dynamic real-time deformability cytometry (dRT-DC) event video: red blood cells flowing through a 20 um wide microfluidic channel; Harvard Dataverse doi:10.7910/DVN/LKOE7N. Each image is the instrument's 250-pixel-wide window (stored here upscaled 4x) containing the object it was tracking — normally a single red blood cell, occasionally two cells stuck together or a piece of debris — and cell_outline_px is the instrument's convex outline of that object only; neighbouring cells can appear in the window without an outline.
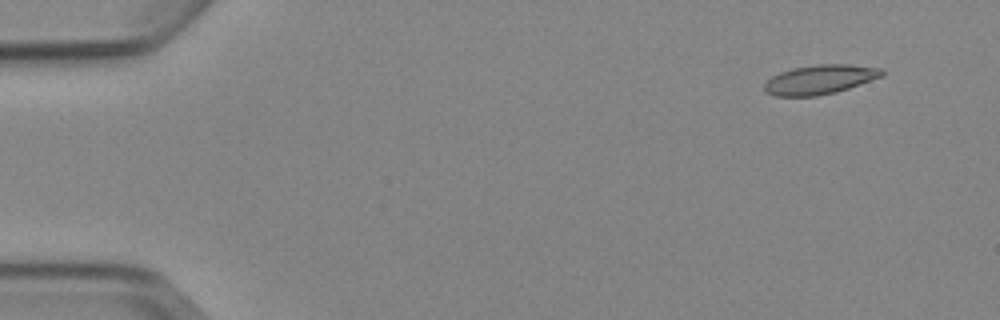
{"species": "Egyptian fruit bat (a non-hibernating species)", "species_latin": "Rousettus aegyptiacus", "temperature_condition": "cold", "stored_images_in_passage": 8, "camera_frame_rate_fps": 3000, "um_per_image_px": 0.085, "animal": {"sex": "female"}, "frame": {"image": 1, "passage_image": 2, "time_ms": 1.333, "image_size_px": [1000, 320], "cell_outline_px": [[884, 76], [836, 92], [816, 96], [776, 96], [764, 92], [764, 84], [772, 76], [780, 72], [792, 68], [816, 64], [848, 64], [880, 68], [884, 72]], "centroid_in_image_um": [69.67, 6.76], "position_along_channel_um": 15.3, "area_um2": 20.11}}
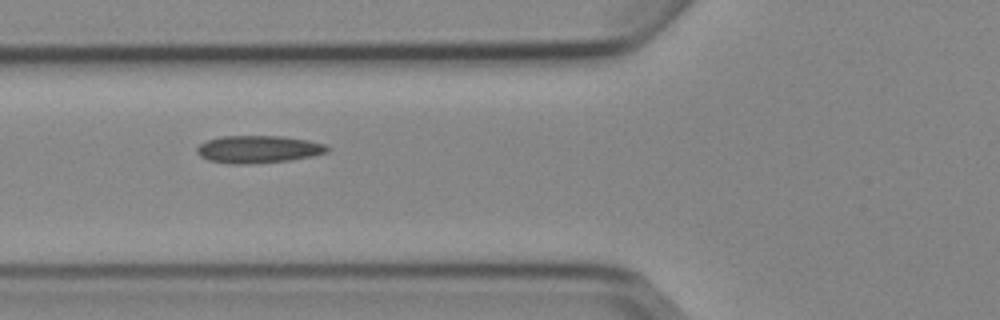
{"frame": {"image": 2, "passage_image": 6, "time_ms": 6.667, "image_size_px": [1000, 320], "cell_outline_px": [[332, 148], [328, 152], [312, 156], [288, 160], [252, 164], [228, 164], [208, 160], [200, 156], [196, 152], [196, 148], [200, 144], [208, 140], [220, 136], [280, 136], [308, 140], [324, 144]], "centroid_in_image_um": [21.95, 12.69], "position_along_channel_um": 103.9, "area_um2": 20.98}}
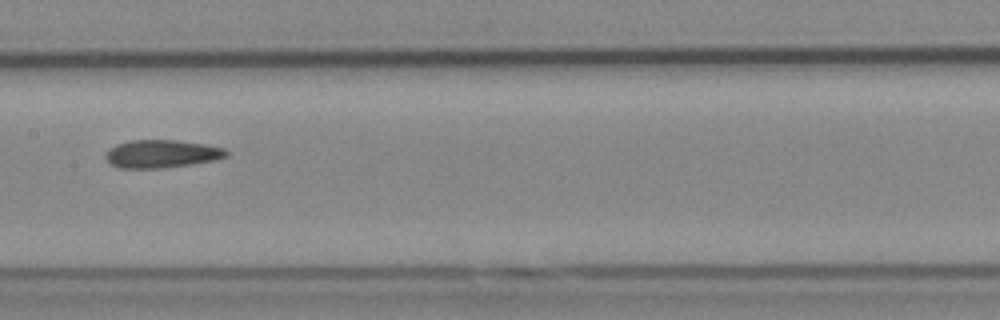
{"frame": {"image": 3, "passage_image": 8, "time_ms": 9.0, "image_size_px": [1000, 320], "cell_outline_px": [[228, 156], [212, 160], [192, 164], [164, 168], [120, 168], [112, 164], [104, 156], [104, 152], [108, 148], [116, 144], [132, 140], [176, 140], [204, 144], [224, 148], [228, 152]], "centroid_in_image_um": [13.7, 13.07], "position_along_channel_um": 193.7, "area_um2": 19.65}}